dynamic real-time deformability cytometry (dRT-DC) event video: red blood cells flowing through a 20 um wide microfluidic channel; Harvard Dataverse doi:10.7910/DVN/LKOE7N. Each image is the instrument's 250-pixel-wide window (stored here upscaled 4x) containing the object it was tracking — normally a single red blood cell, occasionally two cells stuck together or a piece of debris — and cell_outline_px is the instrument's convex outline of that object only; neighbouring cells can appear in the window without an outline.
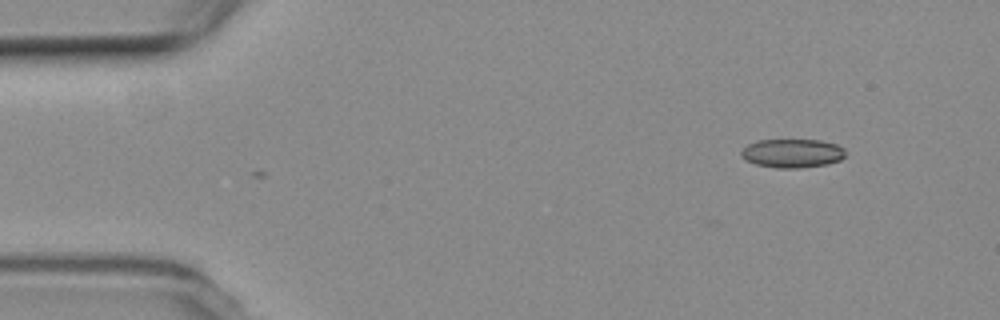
{"species": "common noctule bat (a hibernating species)", "species_latin": "Nyctalus noctula", "temperature_condition": "room temperature", "stored_images_in_passage": 4, "camera_frame_rate_fps": 3000, "um_per_image_px": 0.085, "animal": {"sex": "female", "body_mass_g": 19.3, "forearm_length_mm": 54.1}, "frame": {"image": 1, "passage_image": 1, "time_ms": 0.0, "image_size_px": [1000, 320], "cell_outline_px": [[844, 156], [840, 160], [828, 164], [796, 168], [776, 168], [756, 164], [744, 160], [740, 156], [740, 152], [748, 144], [756, 140], [820, 140], [836, 144], [844, 148]], "centroid_in_image_um": [67.31, 13.03], "position_along_channel_um": 17.7, "area_um2": 17.51}}
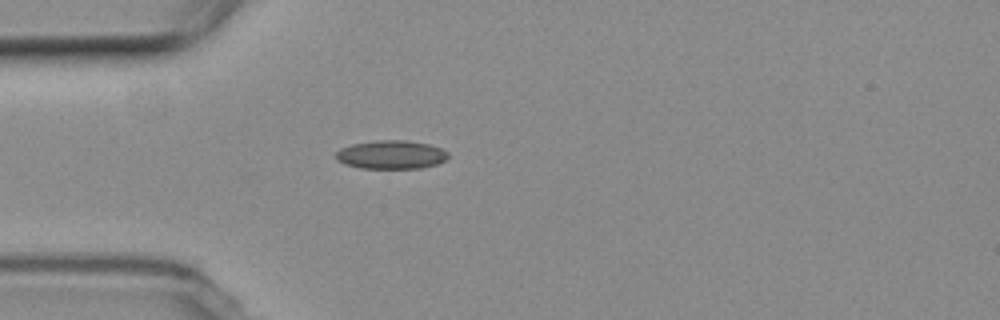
{"frame": {"image": 2, "passage_image": 3, "time_ms": 3.333, "image_size_px": [1000, 320], "cell_outline_px": [[448, 156], [444, 160], [436, 164], [420, 168], [360, 168], [344, 164], [336, 160], [336, 152], [340, 148], [352, 144], [376, 140], [404, 140], [428, 144], [440, 148], [448, 152]], "centroid_in_image_um": [33.21, 13.14], "position_along_channel_um": 51.8, "area_um2": 18.61}}